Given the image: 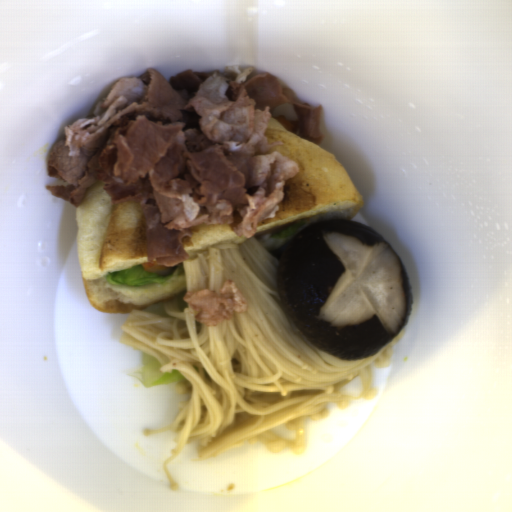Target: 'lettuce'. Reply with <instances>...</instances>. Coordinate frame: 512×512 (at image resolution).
I'll use <instances>...</instances> for the list:
<instances>
[{"mask_svg":"<svg viewBox=\"0 0 512 512\" xmlns=\"http://www.w3.org/2000/svg\"><path fill=\"white\" fill-rule=\"evenodd\" d=\"M186 273L183 262L178 264L172 273L169 275H159L147 271L142 264H138L133 268L121 270L114 273H108L105 280L109 285L115 286H136V285H150L154 283L163 282L180 274Z\"/></svg>","mask_w":512,"mask_h":512,"instance_id":"1","label":"lettuce"},{"mask_svg":"<svg viewBox=\"0 0 512 512\" xmlns=\"http://www.w3.org/2000/svg\"><path fill=\"white\" fill-rule=\"evenodd\" d=\"M306 222H300V223H297V224H294V225H291L289 228H287L286 230H283L281 232H278V233H275L274 235H272L271 237H275V238H284L287 242L289 241V239L291 237H293L294 235H296L299 231L302 230V228L304 227Z\"/></svg>","mask_w":512,"mask_h":512,"instance_id":"2","label":"lettuce"}]
</instances>
